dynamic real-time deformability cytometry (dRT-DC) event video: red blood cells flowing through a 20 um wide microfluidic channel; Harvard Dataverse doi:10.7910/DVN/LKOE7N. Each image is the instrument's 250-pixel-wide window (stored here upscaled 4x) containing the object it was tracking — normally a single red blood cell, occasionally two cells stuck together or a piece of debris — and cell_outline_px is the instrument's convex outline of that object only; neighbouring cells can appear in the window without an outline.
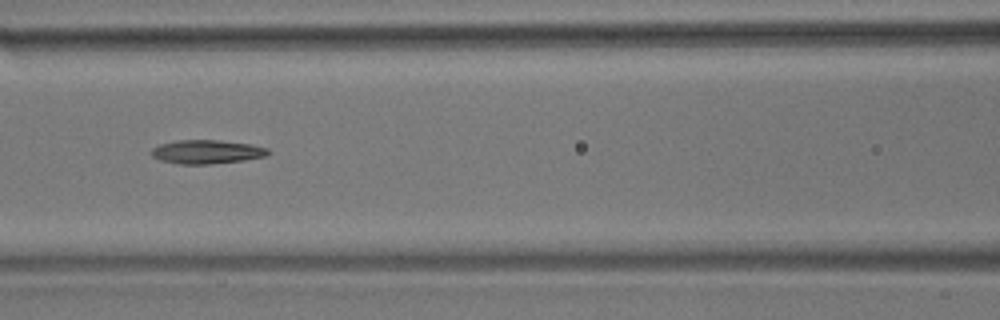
{"species": "common noctule bat (a hibernating species)", "species_latin": "Nyctalus noctula", "temperature_condition": "room temperature", "stored_images_in_passage": 9, "camera_frame_rate_fps": 3000, "um_per_image_px": 0.085, "animal": {"sex": "male", "body_mass_g": 17.9}, "frame": {"image": 1, "passage_image": 6, "time_ms": 1.667, "image_size_px": [1000, 320], "cell_outline_px": [[268, 152], [264, 156], [244, 160], [208, 164], [180, 164], [160, 160], [152, 156], [152, 148], [160, 144], [176, 140], [220, 140], [248, 144], [268, 148]], "centroid_in_image_um": [17.53, 12.9], "position_along_channel_um": 149.1, "area_um2": 15.95}}
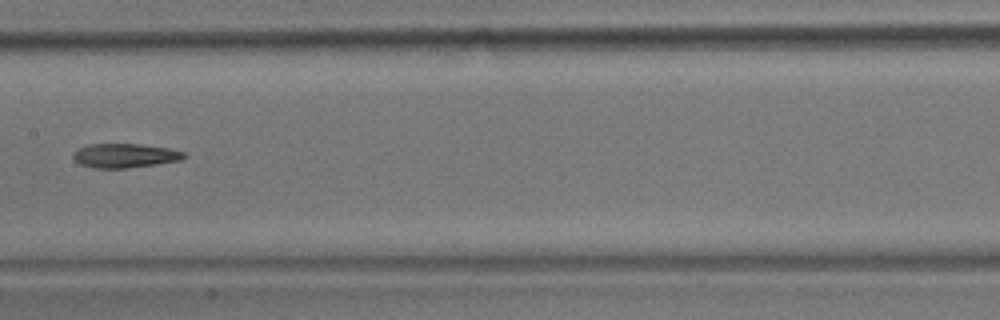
{"frame": {"image": 2, "passage_image": 7, "time_ms": 2.0, "image_size_px": [1000, 320], "cell_outline_px": [[188, 156], [180, 160], [156, 164], [128, 168], [92, 168], [80, 164], [72, 156], [72, 152], [88, 144], [140, 144], [168, 148], [184, 152]], "centroid_in_image_um": [10.6, 13.23], "position_along_channel_um": 196.8, "area_um2": 15.61}}